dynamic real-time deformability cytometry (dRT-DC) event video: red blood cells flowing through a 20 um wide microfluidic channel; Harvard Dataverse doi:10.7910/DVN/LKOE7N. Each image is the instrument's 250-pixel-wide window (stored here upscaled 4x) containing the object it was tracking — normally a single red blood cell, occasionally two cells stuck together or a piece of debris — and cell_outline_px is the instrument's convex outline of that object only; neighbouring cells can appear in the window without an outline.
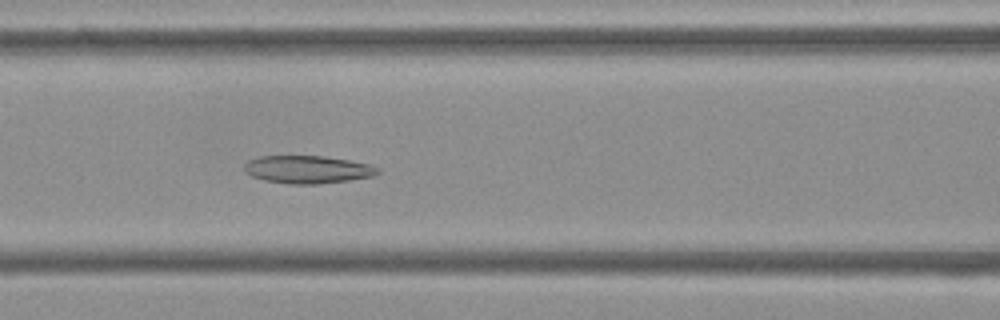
{"species": "Egyptian fruit bat (a non-hibernating species)", "species_latin": "Rousettus aegyptiacus", "temperature_condition": "cold", "stored_images_in_passage": 53, "camera_frame_rate_fps": 3000, "um_per_image_px": 0.085, "frame": {"image": 1, "passage_image": 22, "time_ms": 7.0, "image_size_px": [1000, 320], "cell_outline_px": [[380, 172], [372, 176], [348, 180], [320, 184], [288, 184], [264, 180], [252, 176], [244, 172], [244, 164], [248, 160], [260, 156], [324, 156], [348, 160], [368, 164], [380, 168]], "centroid_in_image_um": [26.12, 14.41], "position_along_channel_um": 140.5, "area_um2": 21.62}}
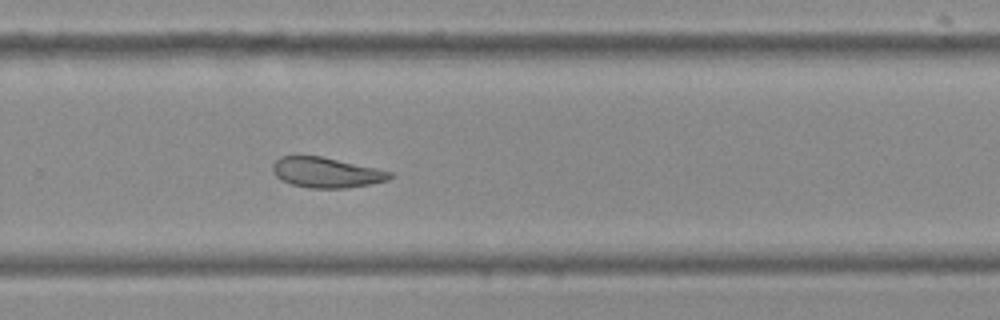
{"frame": {"image": 2, "passage_image": 35, "time_ms": 11.333, "image_size_px": [1000, 320], "cell_outline_px": [[392, 176], [388, 180], [368, 184], [344, 188], [308, 188], [292, 184], [280, 180], [272, 172], [272, 164], [280, 156], [320, 156], [376, 168], [392, 172]], "centroid_in_image_um": [27.69, 14.66], "position_along_channel_um": 302.1, "area_um2": 20.52}}
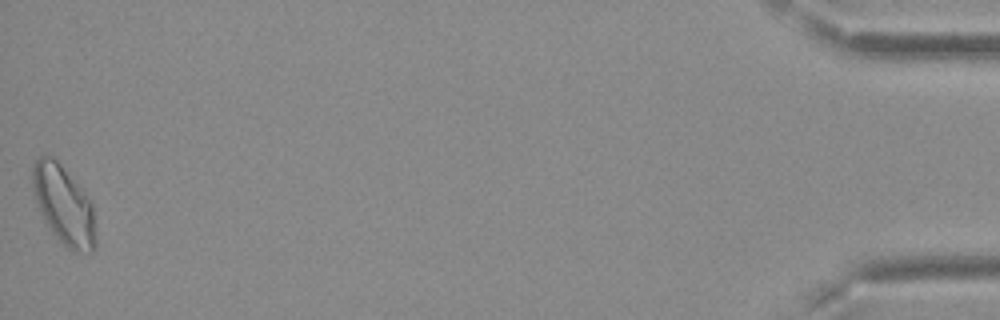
{"frame": {"image": 3, "passage_image": 53, "time_ms": 17.333, "image_size_px": [1000, 320], "cell_outline_px": [[96, 244], [92, 252], [72, 252], [52, 232], [44, 220], [36, 204], [32, 188], [32, 168], [36, 160], [40, 156], [52, 156], [60, 164], [92, 204], [96, 240]], "centroid_in_image_um": [5.39, 17.46], "position_along_channel_um": 429.8, "area_um2": 28.5}, "authors_computed_cell_mechanics": {"area_um2": 23.2356, "velocity_mm_per_s": 3.7367, "shape_relaxation_time_tau1_ms": null, "shape_relaxation_time_tau2_ms": 6.0199, "deformation_change_tau1": null, "deformation_change_tau2": 0.126}}